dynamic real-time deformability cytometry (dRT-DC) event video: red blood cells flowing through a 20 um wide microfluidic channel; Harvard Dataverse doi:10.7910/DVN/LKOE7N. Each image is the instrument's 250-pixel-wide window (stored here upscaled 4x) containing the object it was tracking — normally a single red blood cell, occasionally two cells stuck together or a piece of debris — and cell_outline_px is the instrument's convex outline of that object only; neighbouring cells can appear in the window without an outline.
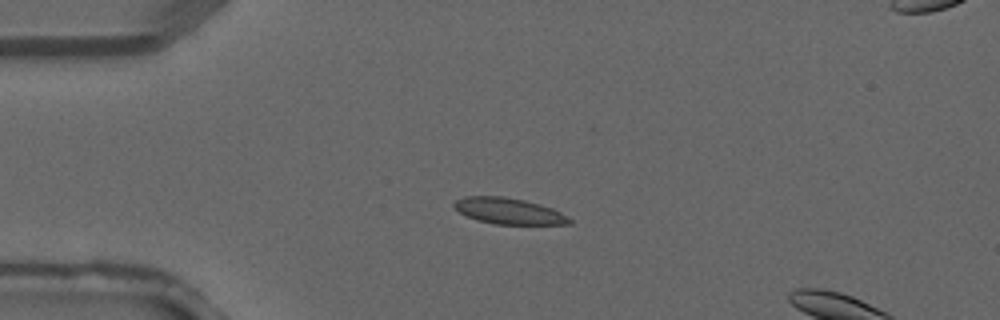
{"species": "common noctule bat (a hibernating species)", "species_latin": "Nyctalus noctula", "temperature_condition": "warm", "stored_images_in_passage": 3, "camera_frame_rate_fps": 3000, "um_per_image_px": 0.085, "animal": {"sex": "male", "forearm_length_mm": 52.5}, "frame": {"image": 1, "passage_image": 2, "time_ms": 0.333, "image_size_px": [1000, 320], "cell_outline_px": [[572, 224], [496, 224], [476, 220], [460, 212], [452, 204], [456, 200], [464, 196], [504, 196], [524, 200], [552, 208], [560, 212], [572, 220]], "centroid_in_image_um": [43.23, 17.93], "position_along_channel_um": 41.8, "area_um2": 17.4}}